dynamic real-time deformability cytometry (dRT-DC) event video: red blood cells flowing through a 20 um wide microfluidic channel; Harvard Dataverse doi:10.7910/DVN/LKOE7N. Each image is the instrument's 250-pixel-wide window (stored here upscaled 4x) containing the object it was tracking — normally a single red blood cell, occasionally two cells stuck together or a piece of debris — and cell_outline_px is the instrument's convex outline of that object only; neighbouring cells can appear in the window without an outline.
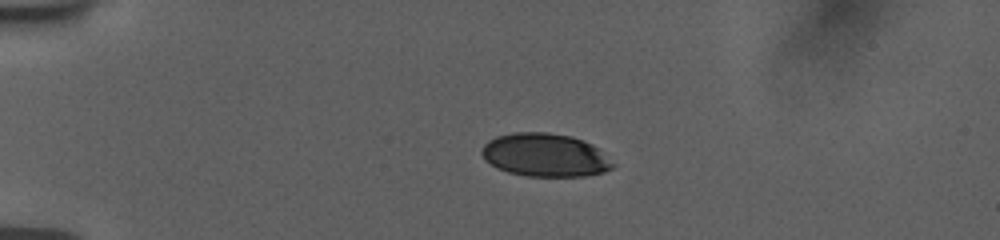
{"species": "human", "species_latin": "Homo sapiens", "temperature_condition": "room temperature", "stored_images_in_passage": 43, "camera_frame_rate_fps": 3000, "um_per_image_px": 0.085, "donor": {"sex": "female"}, "frame": {"image": 1, "passage_image": 1, "time_ms": 0.0, "image_size_px": [1000, 240], "cell_outline_px": [[616, 164], [612, 168], [604, 172], [584, 176], [528, 176], [508, 172], [496, 168], [480, 152], [484, 144], [488, 140], [496, 136], [512, 132], [548, 132], [572, 136], [584, 140], [600, 148]], "centroid_in_image_um": [46.37, 13.17], "position_along_channel_um": 38.6, "area_um2": 33.29}}
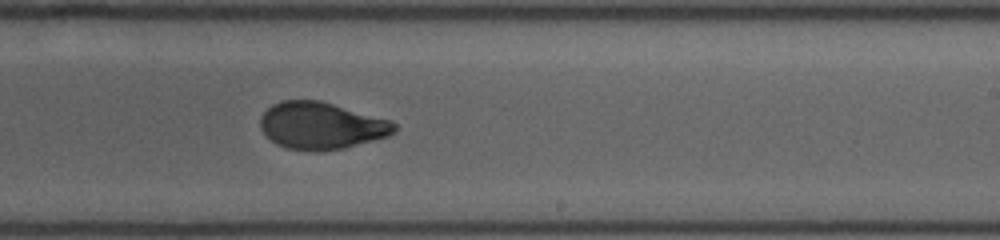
{"frame": {"image": 2, "passage_image": 23, "time_ms": 7.333, "image_size_px": [1000, 240], "cell_outline_px": [[396, 132], [388, 136], [344, 148], [320, 152], [316, 152], [284, 148], [276, 144], [260, 128], [260, 120], [264, 112], [272, 104], [280, 100], [320, 100], [392, 120], [396, 124]], "centroid_in_image_um": [27.32, 10.68], "position_along_channel_um": 261.7, "area_um2": 36.99}}
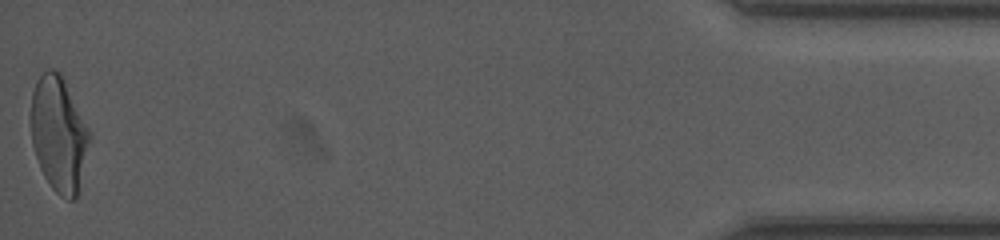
{"frame": {"image": 3, "passage_image": 43, "time_ms": 14.0, "image_size_px": [1000, 240], "cell_outline_px": [[92, 136], [76, 196], [72, 200], [68, 200], [60, 196], [52, 188], [44, 176], [40, 168], [32, 144], [28, 120], [32, 92], [36, 80], [48, 68], [52, 68], [60, 72], [92, 132]], "centroid_in_image_um": [4.97, 11.35], "position_along_channel_um": 430.2, "area_um2": 40.0}, "authors_computed_cell_mechanics": {"area_um2": 37.0498, "velocity_mm_per_s": 3.7775, "shape_relaxation_time_tau1_ms": 4.7756, "shape_relaxation_time_tau2_ms": 0.7417, "deformation_change_tau1": 0.1939, "deformation_change_tau2": 0.0562}}